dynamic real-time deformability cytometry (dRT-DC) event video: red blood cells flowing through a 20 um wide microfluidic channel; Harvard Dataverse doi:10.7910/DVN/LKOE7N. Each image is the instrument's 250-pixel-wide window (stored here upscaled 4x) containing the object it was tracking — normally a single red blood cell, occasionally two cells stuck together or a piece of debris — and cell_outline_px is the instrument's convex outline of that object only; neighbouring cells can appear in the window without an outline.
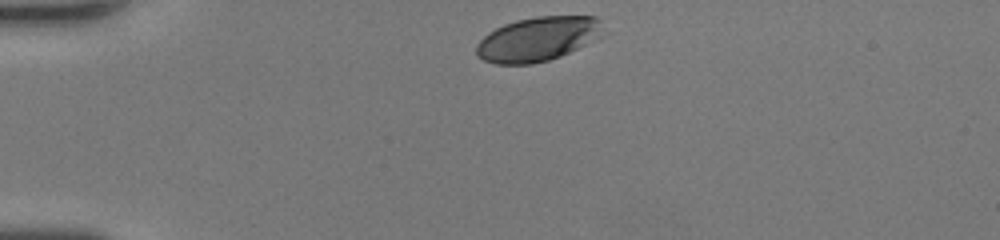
{"species": "human", "species_latin": "Homo sapiens", "temperature_condition": "room temperature", "stored_images_in_passage": 30, "camera_frame_rate_fps": 3000, "um_per_image_px": 0.085, "donor": {"sex": "female"}, "frame": {"image": 1, "passage_image": 1, "time_ms": 0.0, "image_size_px": [1000, 240], "cell_outline_px": [[604, 36], [560, 56], [548, 60], [532, 64], [496, 64], [484, 60], [476, 56], [476, 44], [488, 32], [504, 24], [516, 20], [536, 16], [596, 16], [600, 20]], "centroid_in_image_um": [45.71, 3.31], "position_along_channel_um": 39.3, "area_um2": 32.89}}
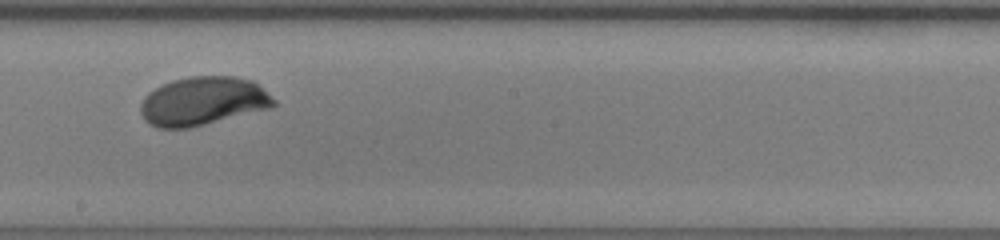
{"frame": {"image": 2, "passage_image": 18, "time_ms": 5.667, "image_size_px": [1000, 240], "cell_outline_px": [[276, 104], [268, 108], [188, 128], [156, 128], [148, 124], [144, 120], [140, 112], [140, 104], [144, 96], [148, 92], [172, 80], [192, 76], [232, 76], [252, 80], [276, 100]], "centroid_in_image_um": [17.2, 8.59], "position_along_channel_um": 231.0, "area_um2": 37.45}}
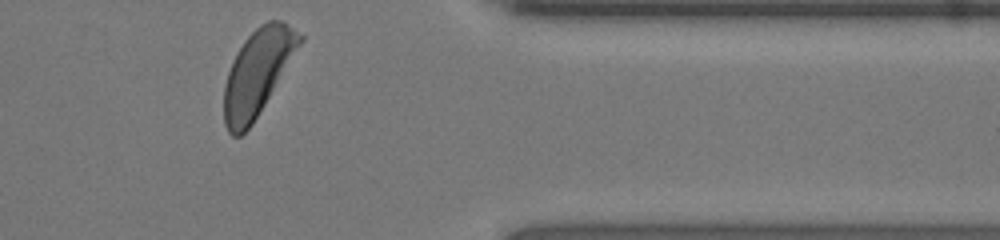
{"frame": {"image": 3, "passage_image": 30, "time_ms": 9.667, "image_size_px": [1000, 240], "cell_outline_px": [[304, 40], [252, 124], [240, 136], [232, 136], [228, 132], [224, 124], [224, 84], [232, 60], [244, 40], [260, 24], [268, 20], [284, 20], [304, 36]], "centroid_in_image_um": [21.89, 6.14], "position_along_channel_um": 389.5, "area_um2": 37.69}, "authors_computed_cell_mechanics": {"area_um2": 37.0498, "velocity_mm_per_s": 4.2995, "shape_relaxation_time_tau1_ms": 2.727, "shape_relaxation_time_tau2_ms": null, "deformation_change_tau1": 0.1442, "deformation_change_tau2": null}}